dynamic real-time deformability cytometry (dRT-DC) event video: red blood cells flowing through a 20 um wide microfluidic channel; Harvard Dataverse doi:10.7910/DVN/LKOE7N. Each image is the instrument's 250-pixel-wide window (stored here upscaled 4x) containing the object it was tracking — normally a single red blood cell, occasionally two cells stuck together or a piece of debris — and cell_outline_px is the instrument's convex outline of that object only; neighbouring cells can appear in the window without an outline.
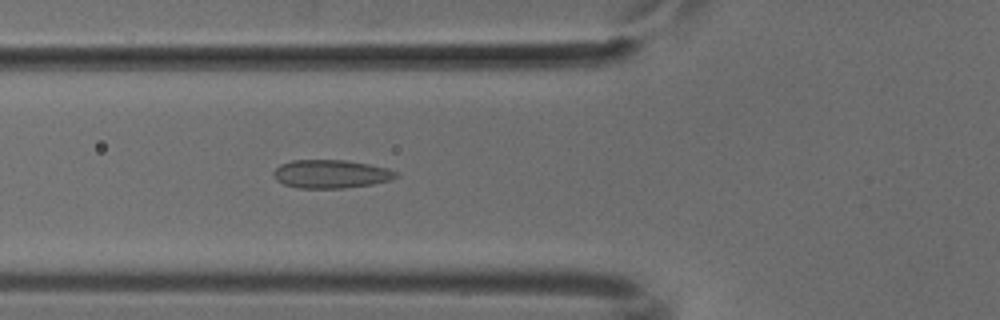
{"species": "common noctule bat (a hibernating species)", "species_latin": "Nyctalus noctula", "temperature_condition": "cold", "stored_images_in_passage": 40, "camera_frame_rate_fps": 3000, "um_per_image_px": 0.085, "animal": {"sex": "male", "body_mass_g": 18.8}, "frame": {"image": 1, "passage_image": 8, "time_ms": 2.333, "image_size_px": [1000, 320], "cell_outline_px": [[400, 176], [392, 180], [372, 184], [344, 188], [300, 188], [284, 184], [276, 180], [272, 176], [272, 172], [280, 164], [292, 160], [344, 160], [368, 164], [388, 168], [396, 172]], "centroid_in_image_um": [28.12, 14.79], "position_along_channel_um": 97.7, "area_um2": 20.35}}
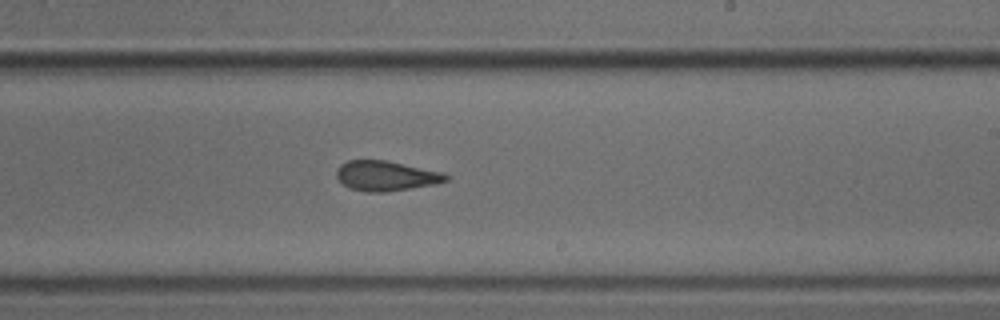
{"frame": {"image": 2, "passage_image": 20, "time_ms": 6.333, "image_size_px": [1000, 320], "cell_outline_px": [[452, 176], [448, 180], [436, 184], [384, 192], [364, 192], [352, 188], [344, 184], [336, 176], [336, 168], [340, 164], [348, 160], [388, 160], [444, 172]], "centroid_in_image_um": [32.85, 14.93], "position_along_channel_um": 256.2, "area_um2": 19.31}}
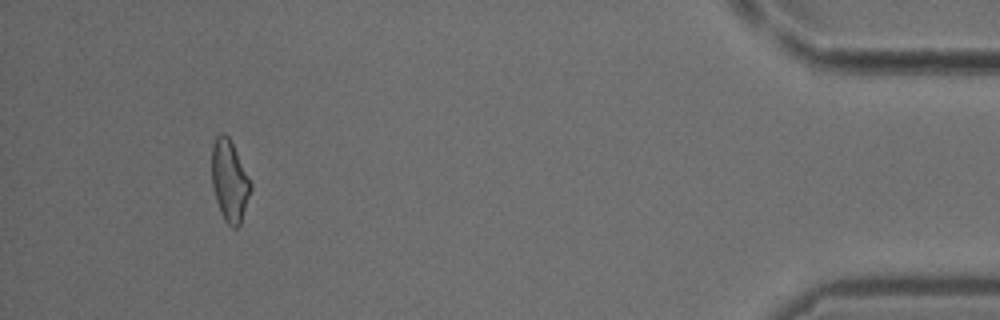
{"frame": {"image": 3, "passage_image": 37, "time_ms": 12.0, "image_size_px": [1000, 320], "cell_outline_px": [[252, 188], [240, 224], [236, 228], [232, 228], [224, 220], [220, 212], [216, 200], [212, 184], [212, 144], [216, 136], [220, 132], [224, 132], [228, 136], [252, 184]], "centroid_in_image_um": [19.5, 15.37], "position_along_channel_um": 415.7, "area_um2": 18.32}}